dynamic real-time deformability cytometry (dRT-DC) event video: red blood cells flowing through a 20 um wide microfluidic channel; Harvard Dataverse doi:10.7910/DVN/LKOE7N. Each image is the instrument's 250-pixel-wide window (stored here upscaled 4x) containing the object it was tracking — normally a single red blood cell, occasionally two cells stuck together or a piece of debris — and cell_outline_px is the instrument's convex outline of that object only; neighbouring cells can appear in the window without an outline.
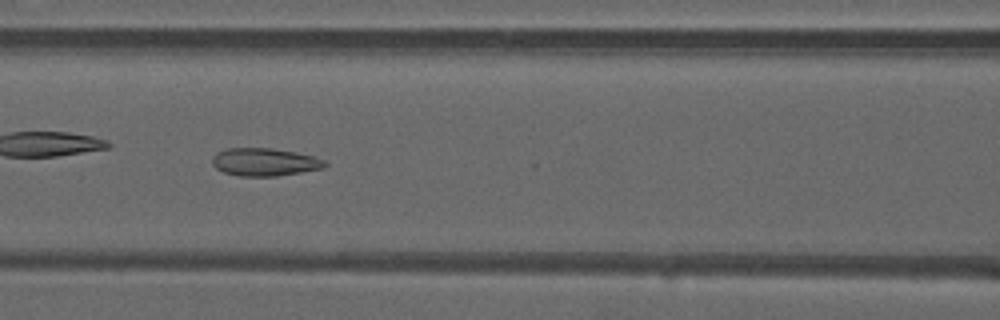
{"species": "common noctule bat (a hibernating species)", "species_latin": "Nyctalus noctula", "temperature_condition": "warm", "stored_images_in_passage": 50, "camera_frame_rate_fps": 3000, "um_per_image_px": 0.085, "animal": {"sex": "male", "forearm_length_mm": 52.5}, "frame": {"image": 1, "passage_image": 22, "time_ms": 7.0, "image_size_px": [1000, 320], "cell_outline_px": [[328, 164], [324, 168], [276, 176], [240, 176], [224, 172], [216, 168], [212, 164], [212, 156], [216, 152], [228, 148], [272, 148], [296, 152], [312, 156], [324, 160]], "centroid_in_image_um": [22.47, 13.77], "position_along_channel_um": 144.1, "area_um2": 18.26}, "authors_computed_cell_mechanics": {"area_um2": 18.1781, "velocity_mm_per_s": 4.0829, "shape_relaxation_time_tau1_ms": null, "shape_relaxation_time_tau2_ms": 1.5932, "deformation_change_tau1": null, "deformation_change_tau2": 0.0888}}